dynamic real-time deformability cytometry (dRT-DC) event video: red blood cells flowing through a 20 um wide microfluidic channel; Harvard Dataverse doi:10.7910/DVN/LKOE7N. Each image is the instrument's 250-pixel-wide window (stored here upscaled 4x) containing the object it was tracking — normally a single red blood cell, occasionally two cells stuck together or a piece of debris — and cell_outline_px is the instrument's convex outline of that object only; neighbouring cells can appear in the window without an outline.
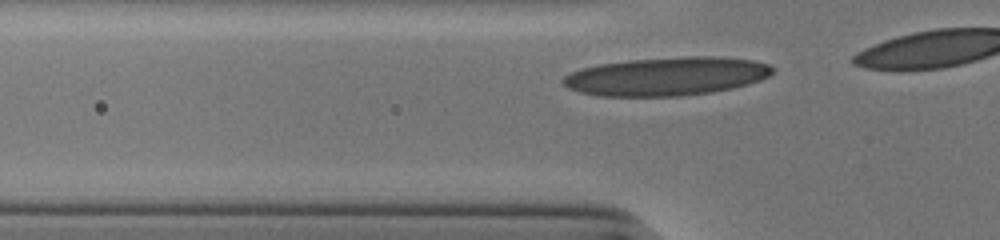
{"species": "human", "species_latin": "Homo sapiens", "temperature_condition": "cold", "stored_images_in_passage": 9, "camera_frame_rate_fps": 3000, "um_per_image_px": 0.085, "donor": {"sex": "male"}, "frame": {"image": 1, "passage_image": 3, "time_ms": 0.667, "image_size_px": [1000, 240], "cell_outline_px": [[772, 72], [768, 76], [760, 80], [748, 84], [732, 88], [712, 92], [680, 96], [600, 96], [580, 92], [568, 88], [560, 80], [564, 76], [580, 68], [600, 64], [632, 60], [688, 56], [716, 56], [752, 60], [768, 64], [772, 68]], "centroid_in_image_um": [56.64, 6.49], "position_along_channel_um": 69.2, "area_um2": 46.76}}
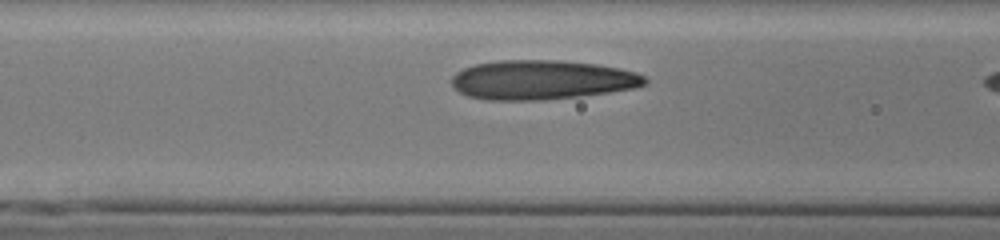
{"frame": {"image": 2, "passage_image": 7, "time_ms": 2.0, "image_size_px": [1000, 240], "cell_outline_px": [[648, 80], [644, 84], [632, 88], [608, 92], [580, 96], [544, 100], [488, 100], [468, 96], [460, 92], [452, 84], [452, 76], [456, 72], [464, 68], [476, 64], [500, 60], [560, 60], [596, 64], [620, 68], [636, 72], [644, 76]], "centroid_in_image_um": [46.05, 6.78], "position_along_channel_um": 120.6, "area_um2": 44.22}}